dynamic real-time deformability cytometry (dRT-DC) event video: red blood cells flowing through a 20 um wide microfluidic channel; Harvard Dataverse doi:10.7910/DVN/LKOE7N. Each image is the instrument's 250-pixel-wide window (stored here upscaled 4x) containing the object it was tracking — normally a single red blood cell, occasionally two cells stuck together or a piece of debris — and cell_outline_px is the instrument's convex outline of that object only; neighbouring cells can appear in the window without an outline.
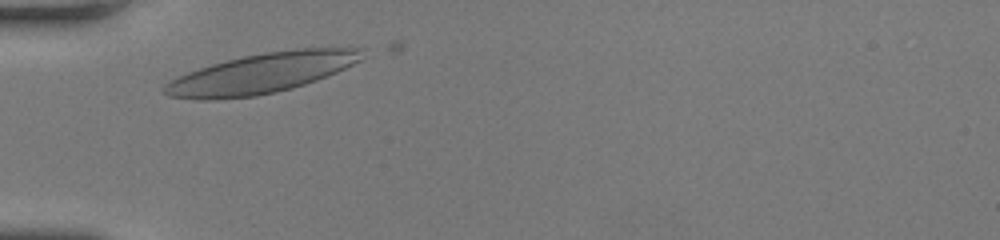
{"species": "human", "species_latin": "Homo sapiens", "temperature_condition": "room temperature", "stored_images_in_passage": 28, "camera_frame_rate_fps": 3000, "um_per_image_px": 0.085, "donor": {"sex": "female"}, "frame": {"image": 1, "passage_image": 3, "time_ms": 0.667, "image_size_px": [1000, 240], "cell_outline_px": [[364, 48], [360, 60], [336, 72], [316, 80], [292, 88], [276, 92], [256, 96], [212, 100], [196, 100], [168, 96], [160, 88], [164, 84], [188, 72], [212, 64], [244, 56], [264, 52], [296, 48]], "centroid_in_image_um": [22.19, 6.24], "position_along_channel_um": 62.8, "area_um2": 45.78}}
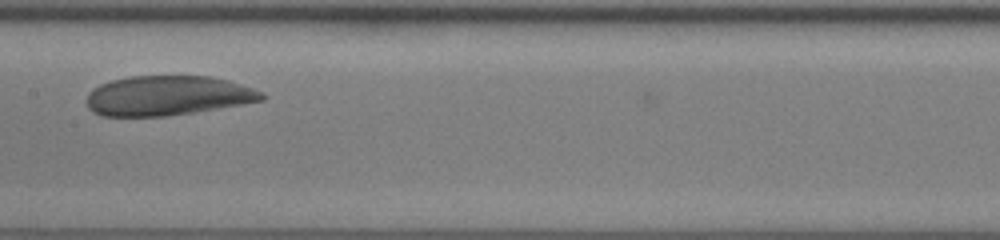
{"frame": {"image": 2, "passage_image": 13, "time_ms": 4.0, "image_size_px": [1000, 240], "cell_outline_px": [[264, 100], [192, 112], [164, 116], [100, 116], [92, 112], [88, 108], [84, 100], [88, 92], [92, 88], [100, 84], [112, 80], [128, 76], [212, 76], [228, 80], [264, 92]], "centroid_in_image_um": [14.17, 8.12], "position_along_channel_um": 193.2, "area_um2": 40.63}}
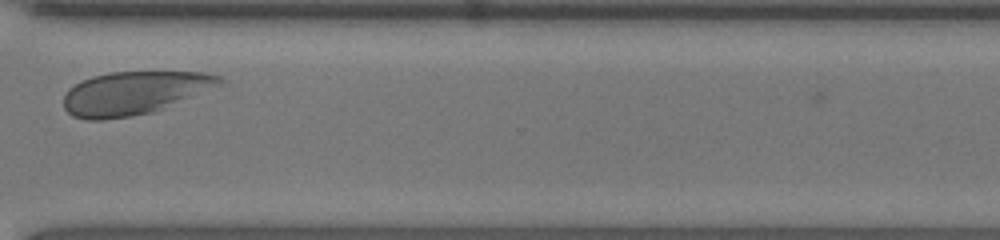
{"frame": {"image": 3, "passage_image": 25, "time_ms": 8.0, "image_size_px": [1000, 240], "cell_outline_px": [[228, 84], [152, 112], [132, 116], [104, 120], [84, 120], [72, 116], [64, 108], [64, 96], [68, 88], [92, 76], [108, 72], [204, 72], [220, 76], [228, 80]], "centroid_in_image_um": [11.48, 7.9], "position_along_channel_um": 359.1, "area_um2": 39.77}, "authors_computed_cell_mechanics": {"area_um2": 42.0784, "velocity_mm_per_s": 4.1062, "shape_relaxation_time_tau1_ms": 2.8103, "shape_relaxation_time_tau2_ms": 3.475, "deformation_change_tau1": 0.1138, "deformation_change_tau2": 0.0573}}